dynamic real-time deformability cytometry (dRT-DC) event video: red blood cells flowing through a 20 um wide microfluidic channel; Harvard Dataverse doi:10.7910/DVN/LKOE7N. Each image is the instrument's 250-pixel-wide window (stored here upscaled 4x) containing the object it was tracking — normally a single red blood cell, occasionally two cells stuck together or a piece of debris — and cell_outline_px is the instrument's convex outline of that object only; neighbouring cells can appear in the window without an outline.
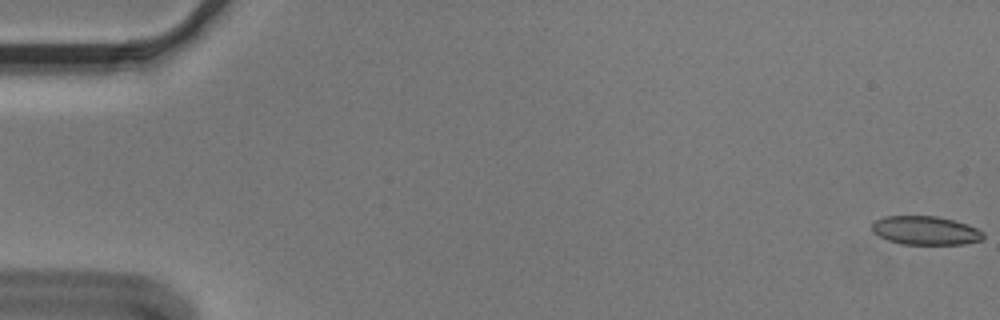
{"species": "Egyptian fruit bat (a non-hibernating species)", "species_latin": "Rousettus aegyptiacus", "temperature_condition": "cold", "stored_images_in_passage": 56, "camera_frame_rate_fps": 3000, "um_per_image_px": 0.085, "animal": {"sex": "male"}, "frame": {"image": 1, "passage_image": 1, "time_ms": 0.0, "image_size_px": [1000, 320], "cell_outline_px": [[984, 236], [980, 240], [964, 244], [900, 244], [888, 240], [872, 232], [872, 224], [876, 220], [884, 216], [936, 216], [968, 224], [984, 232]], "centroid_in_image_um": [78.66, 19.59], "position_along_channel_um": 6.3, "area_um2": 18.55}}
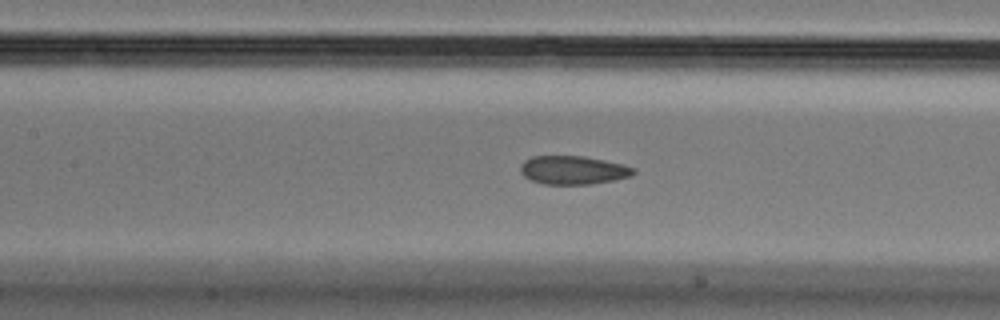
{"frame": {"image": 2, "passage_image": 26, "time_ms": 8.333, "image_size_px": [1000, 320], "cell_outline_px": [[636, 172], [632, 176], [592, 184], [544, 184], [532, 180], [524, 176], [520, 172], [520, 164], [524, 160], [532, 156], [584, 156], [624, 164], [636, 168]], "centroid_in_image_um": [48.73, 14.45], "position_along_channel_um": 158.7, "area_um2": 18.9}}
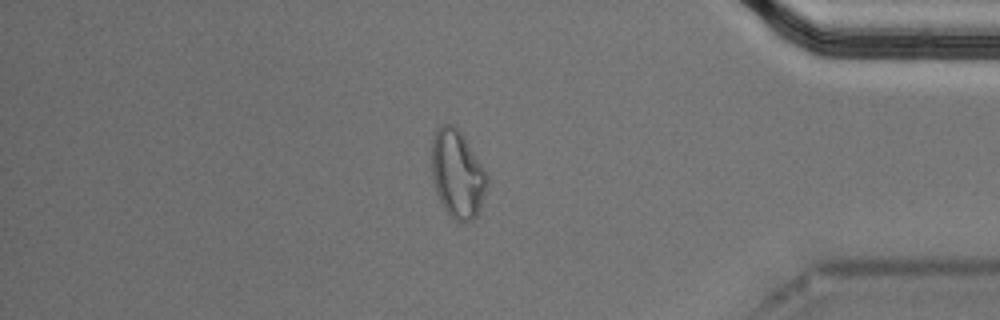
{"frame": {"image": 3, "passage_image": 48, "time_ms": 15.667, "image_size_px": [1000, 320], "cell_outline_px": [[488, 184], [480, 212], [472, 220], [464, 224], [456, 220], [444, 208], [436, 192], [432, 180], [432, 140], [436, 128], [440, 124], [452, 124], [464, 136], [484, 168], [488, 176]], "centroid_in_image_um": [38.89, 14.8], "position_along_channel_um": 396.3, "area_um2": 28.61}, "authors_computed_cell_mechanics": {"area_um2": 19.652, "velocity_mm_per_s": 3.6237, "shape_relaxation_time_tau1_ms": null, "shape_relaxation_time_tau2_ms": 1.5036, "deformation_change_tau1": null, "deformation_change_tau2": 0.0817}}